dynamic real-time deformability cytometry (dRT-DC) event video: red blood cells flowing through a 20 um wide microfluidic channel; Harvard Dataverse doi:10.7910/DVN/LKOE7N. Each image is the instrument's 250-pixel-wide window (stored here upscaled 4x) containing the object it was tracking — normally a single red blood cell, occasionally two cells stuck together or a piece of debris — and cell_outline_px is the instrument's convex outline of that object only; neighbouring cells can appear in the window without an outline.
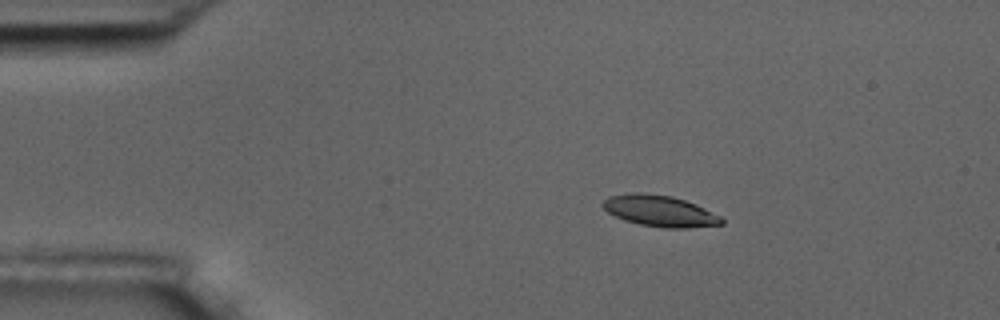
{"species": "common noctule bat (a hibernating species)", "species_latin": "Nyctalus noctula", "temperature_condition": "room temperature", "stored_images_in_passage": 4, "camera_frame_rate_fps": 3000, "um_per_image_px": 0.085, "animal": {"sex": "male", "body_mass_g": 17.5, "forearm_length_mm": 52.3}, "frame": {"image": 1, "passage_image": 1, "time_ms": 0.0, "image_size_px": [1000, 320], "cell_outline_px": [[724, 224], [688, 228], [664, 228], [640, 224], [624, 220], [608, 212], [600, 204], [608, 196], [632, 192], [640, 192], [672, 196], [696, 204], [720, 216], [724, 220]], "centroid_in_image_um": [56.07, 17.93], "position_along_channel_um": 28.9, "area_um2": 21.62}}
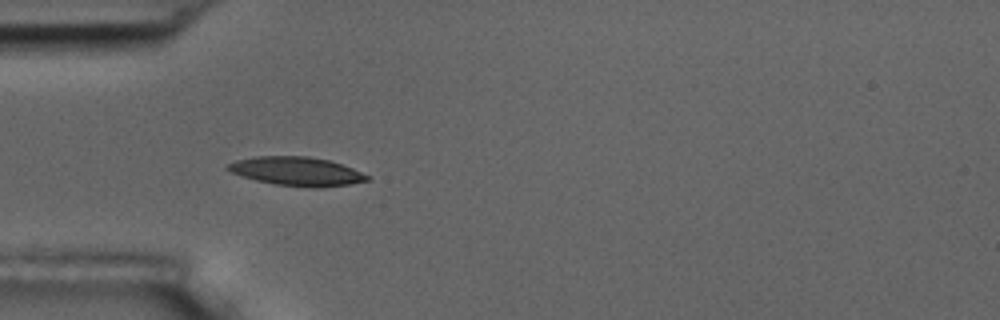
{"frame": {"image": 2, "passage_image": 3, "time_ms": 2.333, "image_size_px": [1000, 320], "cell_outline_px": [[368, 180], [348, 184], [320, 188], [316, 188], [276, 184], [256, 180], [232, 172], [224, 168], [228, 164], [236, 160], [256, 156], [308, 156], [328, 160], [352, 168], [368, 176]], "centroid_in_image_um": [25.19, 14.56], "position_along_channel_um": 59.8, "area_um2": 23.0}}